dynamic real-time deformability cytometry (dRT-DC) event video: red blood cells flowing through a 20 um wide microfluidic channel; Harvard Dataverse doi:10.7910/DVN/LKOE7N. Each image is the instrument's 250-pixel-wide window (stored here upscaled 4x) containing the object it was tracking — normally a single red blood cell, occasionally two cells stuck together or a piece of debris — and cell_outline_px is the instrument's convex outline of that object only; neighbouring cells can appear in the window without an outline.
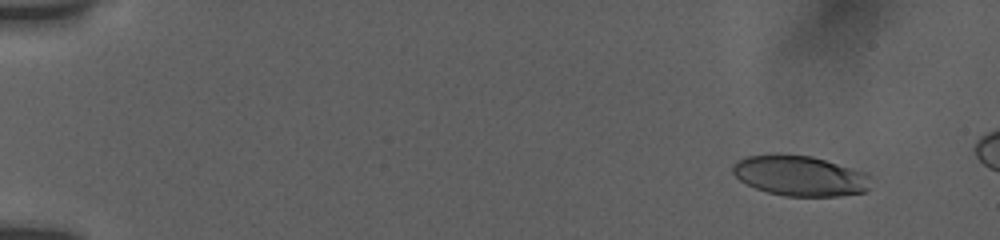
{"species": "human", "species_latin": "Homo sapiens", "temperature_condition": "room temperature", "stored_images_in_passage": 20, "camera_frame_rate_fps": 3000, "um_per_image_px": 0.085, "donor": {"sex": "female"}, "frame": {"image": 1, "passage_image": 6, "time_ms": 1.667, "image_size_px": [1000, 240], "cell_outline_px": [[872, 176], [868, 188], [864, 192], [836, 196], [784, 196], [768, 192], [756, 188], [740, 180], [732, 172], [732, 164], [736, 160], [748, 156], [776, 152], [812, 156], [864, 172]], "centroid_in_image_um": [67.96, 14.92], "position_along_channel_um": 17.0, "area_um2": 32.71}}